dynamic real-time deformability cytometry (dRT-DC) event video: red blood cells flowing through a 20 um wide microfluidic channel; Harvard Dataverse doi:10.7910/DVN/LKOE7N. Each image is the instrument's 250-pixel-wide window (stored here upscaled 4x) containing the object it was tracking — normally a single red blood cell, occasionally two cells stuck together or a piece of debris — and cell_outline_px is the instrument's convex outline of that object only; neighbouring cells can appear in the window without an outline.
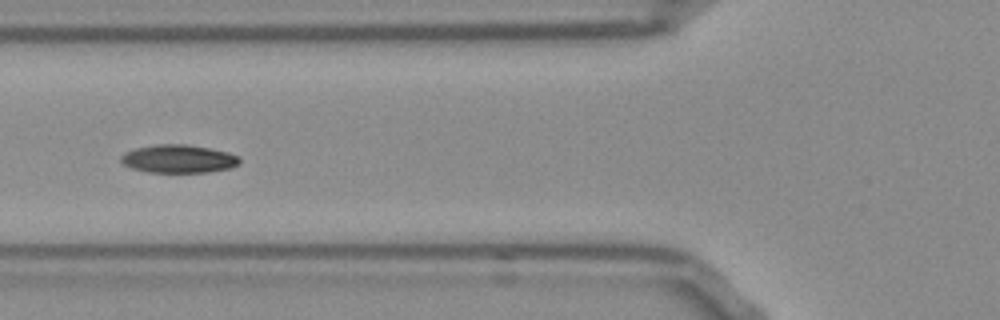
{"species": "Egyptian fruit bat (a non-hibernating species)", "species_latin": "Rousettus aegyptiacus", "temperature_condition": "room temperature", "stored_images_in_passage": 12, "camera_frame_rate_fps": 3000, "um_per_image_px": 0.085, "frame": {"image": 1, "passage_image": 6, "time_ms": 1.667, "image_size_px": [1000, 320], "cell_outline_px": [[240, 164], [232, 168], [208, 172], [148, 172], [132, 168], [124, 164], [120, 160], [120, 156], [124, 152], [136, 148], [156, 144], [188, 144], [228, 152], [240, 156]], "centroid_in_image_um": [15.2, 13.5], "position_along_channel_um": 110.6, "area_um2": 19.59}}
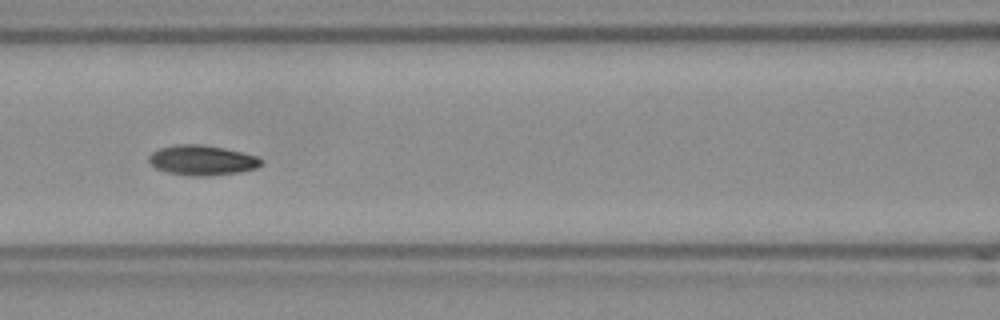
{"frame": {"image": 2, "passage_image": 9, "time_ms": 2.667, "image_size_px": [1000, 320], "cell_outline_px": [[260, 164], [256, 168], [240, 172], [212, 176], [192, 176], [168, 172], [156, 168], [148, 160], [148, 156], [152, 152], [160, 148], [176, 144], [204, 144], [224, 148], [260, 156]], "centroid_in_image_um": [17.18, 13.61], "position_along_channel_um": 149.4, "area_um2": 19.71}}